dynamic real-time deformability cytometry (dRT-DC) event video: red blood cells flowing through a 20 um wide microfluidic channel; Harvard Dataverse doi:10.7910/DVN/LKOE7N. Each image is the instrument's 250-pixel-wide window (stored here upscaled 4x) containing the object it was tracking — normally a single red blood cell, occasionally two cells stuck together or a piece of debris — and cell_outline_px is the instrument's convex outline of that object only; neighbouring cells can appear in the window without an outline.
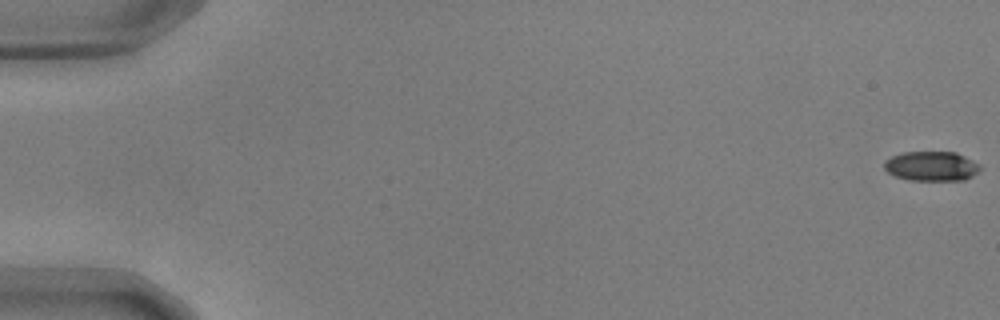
{"species": "common noctule bat (a hibernating species)", "species_latin": "Nyctalus noctula", "temperature_condition": "warm", "stored_images_in_passage": 13, "camera_frame_rate_fps": 3000, "um_per_image_px": 0.085, "animal": {"sex": "male", "body_mass_g": 17.9, "forearm_length_mm": 54.2}, "frame": {"image": 1, "passage_image": 1, "time_ms": 0.0, "image_size_px": [1000, 320], "cell_outline_px": [[980, 168], [972, 176], [964, 180], [908, 180], [896, 176], [888, 172], [884, 168], [884, 160], [892, 156], [904, 152], [956, 152], [964, 156], [976, 164]], "centroid_in_image_um": [79.12, 14.12], "position_along_channel_um": 5.9, "area_um2": 16.3}}